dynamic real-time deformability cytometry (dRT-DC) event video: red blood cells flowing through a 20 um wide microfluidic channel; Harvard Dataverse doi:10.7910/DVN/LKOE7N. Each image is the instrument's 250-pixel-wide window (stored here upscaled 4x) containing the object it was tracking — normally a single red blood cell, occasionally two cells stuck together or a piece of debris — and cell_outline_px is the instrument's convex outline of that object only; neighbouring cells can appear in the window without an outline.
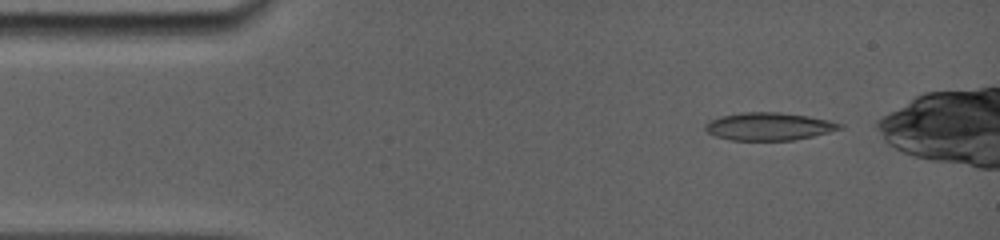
{"species": "common noctule bat (a hibernating species)", "species_latin": "Nyctalus noctula", "temperature_condition": "room temperature", "stored_images_in_passage": 3, "camera_frame_rate_fps": 5000, "um_per_image_px": 0.085, "animal": {"sex": "female", "body_mass_g": 19.0, "forearm_length_mm": 56.7}, "frame": {"image": 1, "passage_image": 1, "time_ms": 0.0, "image_size_px": [1000, 240], "cell_outline_px": [[844, 128], [812, 136], [792, 140], [732, 140], [716, 136], [708, 132], [704, 128], [704, 124], [708, 120], [720, 116], [744, 112], [780, 112], [808, 116], [828, 120], [844, 124]], "centroid_in_image_um": [65.34, 10.74], "position_along_channel_um": 19.7, "area_um2": 21.73}}